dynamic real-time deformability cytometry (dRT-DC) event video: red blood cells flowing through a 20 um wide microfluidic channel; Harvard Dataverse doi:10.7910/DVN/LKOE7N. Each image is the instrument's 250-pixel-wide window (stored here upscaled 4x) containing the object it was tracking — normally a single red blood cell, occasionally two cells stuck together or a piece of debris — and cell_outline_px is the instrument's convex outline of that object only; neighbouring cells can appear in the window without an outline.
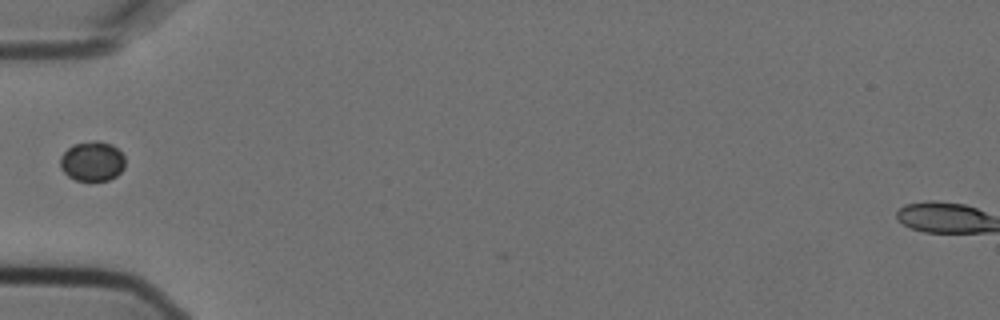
{"species": "Egyptian fruit bat (a non-hibernating species)", "species_latin": "Rousettus aegyptiacus", "temperature_condition": "cold", "stored_images_in_passage": 2, "camera_frame_rate_fps": 3000, "um_per_image_px": 0.085, "animal": {"sex": "female"}, "frame": {"image": 1, "passage_image": 2, "time_ms": 0.333, "image_size_px": [1000, 320], "cell_outline_px": [[124, 168], [116, 176], [108, 180], [76, 180], [68, 176], [60, 168], [60, 156], [72, 144], [96, 140], [112, 144], [124, 156]], "centroid_in_image_um": [7.82, 13.7], "position_along_channel_um": 77.2, "area_um2": 15.03}}